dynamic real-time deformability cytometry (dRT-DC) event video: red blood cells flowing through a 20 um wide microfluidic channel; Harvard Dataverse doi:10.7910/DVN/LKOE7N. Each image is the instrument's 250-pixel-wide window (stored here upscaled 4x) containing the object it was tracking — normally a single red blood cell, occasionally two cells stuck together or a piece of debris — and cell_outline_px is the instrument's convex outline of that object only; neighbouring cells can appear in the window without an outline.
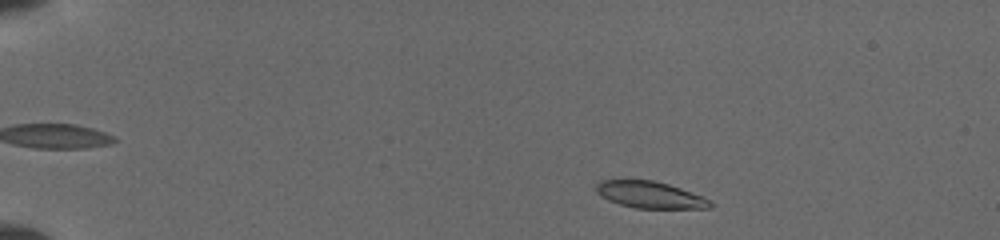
{"species": "common noctule bat (a hibernating species)", "species_latin": "Nyctalus noctula", "temperature_condition": "cold", "stored_images_in_passage": 6, "camera_frame_rate_fps": 3000, "um_per_image_px": 0.085, "animal": {"sex": "female", "body_mass_g": 19.5, "forearm_length_mm": 54.1}, "frame": {"image": 1, "passage_image": 5, "time_ms": 0.667, "image_size_px": [1000, 240], "cell_outline_px": [[712, 208], [636, 208], [620, 204], [608, 200], [600, 196], [596, 192], [596, 184], [600, 180], [652, 180], [668, 184], [704, 196], [712, 204]], "centroid_in_image_um": [55.23, 16.55], "position_along_channel_um": 29.8, "area_um2": 17.69}}